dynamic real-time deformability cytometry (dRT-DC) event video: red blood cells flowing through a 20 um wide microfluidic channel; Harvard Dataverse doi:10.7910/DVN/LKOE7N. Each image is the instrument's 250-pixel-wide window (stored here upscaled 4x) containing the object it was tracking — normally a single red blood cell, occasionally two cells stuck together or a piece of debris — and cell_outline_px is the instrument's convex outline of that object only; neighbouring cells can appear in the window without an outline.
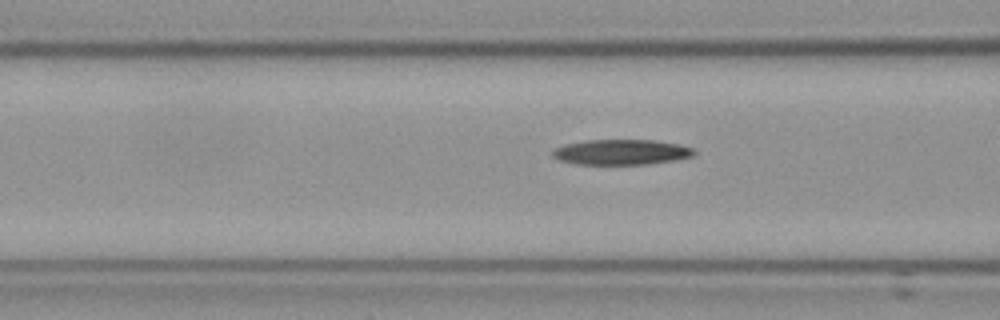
{"species": "Egyptian fruit bat (a non-hibernating species)", "species_latin": "Rousettus aegyptiacus", "temperature_condition": "cold", "stored_images_in_passage": 6, "camera_frame_rate_fps": 3000, "um_per_image_px": 0.085, "frame": {"image": 1, "passage_image": 4, "time_ms": 1.0, "image_size_px": [1000, 320], "cell_outline_px": [[696, 152], [692, 156], [676, 160], [644, 164], [576, 164], [560, 160], [552, 156], [552, 152], [556, 148], [564, 144], [584, 140], [656, 140], [680, 144], [692, 148]], "centroid_in_image_um": [52.81, 12.92], "position_along_channel_um": 113.8, "area_um2": 20.87}}